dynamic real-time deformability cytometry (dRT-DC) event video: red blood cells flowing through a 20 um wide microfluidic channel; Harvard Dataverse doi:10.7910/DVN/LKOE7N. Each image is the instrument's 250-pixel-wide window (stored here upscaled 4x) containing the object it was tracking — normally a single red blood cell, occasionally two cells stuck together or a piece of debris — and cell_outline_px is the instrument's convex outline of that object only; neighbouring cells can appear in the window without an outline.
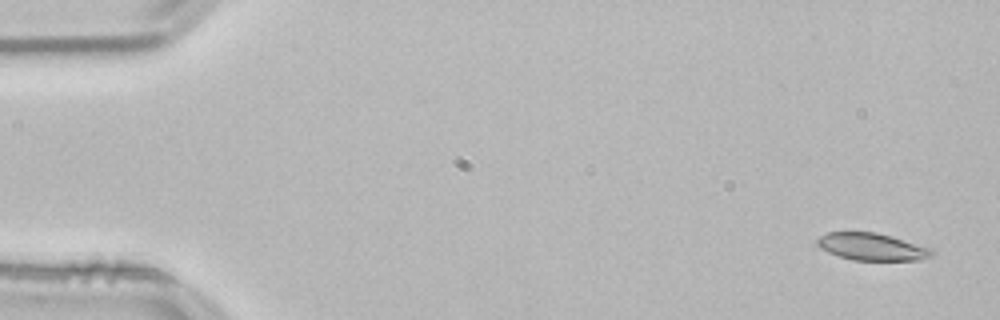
{"species": "common noctule bat (a hibernating species)", "species_latin": "Nyctalus noctula", "temperature_condition": "room temperature", "stored_images_in_passage": 54, "camera_frame_rate_fps": 3000, "um_per_image_px": 0.085, "animal": {"sex": "male", "body_mass_g": 21.5, "forearm_length_mm": 52.0}, "frame": {"image": 1, "passage_image": 3, "time_ms": 0.667, "image_size_px": [1000, 320], "cell_outline_px": [[936, 252], [932, 256], [920, 260], [852, 260], [828, 252], [820, 248], [816, 244], [816, 240], [820, 236], [828, 232], [876, 232], [892, 236], [932, 248]], "centroid_in_image_um": [74.14, 20.97], "position_along_channel_um": 10.9, "area_um2": 18.32}}
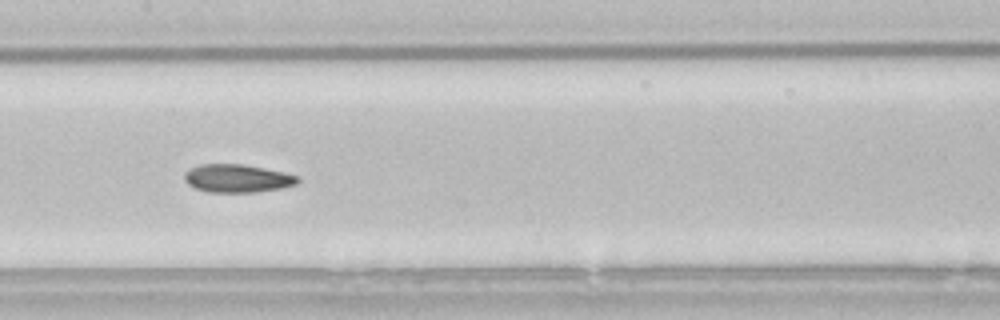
{"frame": {"image": 2, "passage_image": 27, "time_ms": 8.667, "image_size_px": [1000, 320], "cell_outline_px": [[300, 180], [296, 184], [280, 188], [256, 192], [208, 192], [196, 188], [188, 184], [184, 180], [184, 172], [200, 164], [244, 164], [284, 172], [300, 176]], "centroid_in_image_um": [20.18, 15.16], "position_along_channel_um": 187.2, "area_um2": 18.55}}
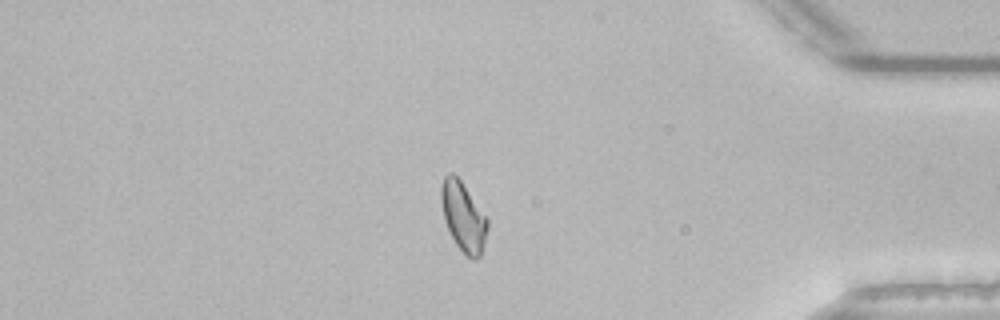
{"frame": {"image": 3, "passage_image": 46, "time_ms": 15.0, "image_size_px": [1000, 320], "cell_outline_px": [[488, 228], [480, 256], [476, 260], [472, 260], [456, 244], [444, 220], [440, 200], [440, 188], [444, 176], [448, 172], [452, 172], [460, 180], [488, 220]], "centroid_in_image_um": [39.35, 18.4], "position_along_channel_um": 395.8, "area_um2": 18.38}, "authors_computed_cell_mechanics": {"area_um2": 18.7272, "velocity_mm_per_s": 3.8073, "shape_relaxation_time_tau1_ms": null, "shape_relaxation_time_tau2_ms": 4.4584, "deformation_change_tau1": null, "deformation_change_tau2": 0.0889}}